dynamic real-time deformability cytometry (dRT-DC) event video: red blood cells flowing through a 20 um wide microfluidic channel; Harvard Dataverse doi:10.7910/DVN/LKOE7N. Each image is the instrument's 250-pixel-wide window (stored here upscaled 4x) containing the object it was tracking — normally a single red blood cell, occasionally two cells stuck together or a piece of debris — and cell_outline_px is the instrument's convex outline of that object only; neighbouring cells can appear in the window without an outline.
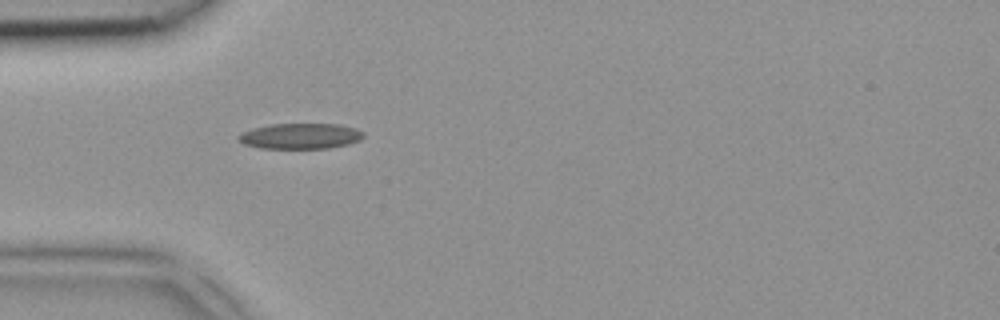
{"species": "common noctule bat (a hibernating species)", "species_latin": "Nyctalus noctula", "temperature_condition": "room temperature", "stored_images_in_passage": 3, "camera_frame_rate_fps": 3000, "um_per_image_px": 0.085, "animal": {"sex": "female", "body_mass_g": 18.4}, "frame": {"image": 1, "passage_image": 1, "time_ms": 0.0, "image_size_px": [1000, 320], "cell_outline_px": [[364, 136], [360, 140], [348, 144], [328, 148], [260, 148], [244, 144], [236, 140], [236, 136], [240, 132], [252, 128], [272, 124], [340, 124], [356, 128], [364, 132]], "centroid_in_image_um": [25.5, 11.56], "position_along_channel_um": 59.5, "area_um2": 18.84}}
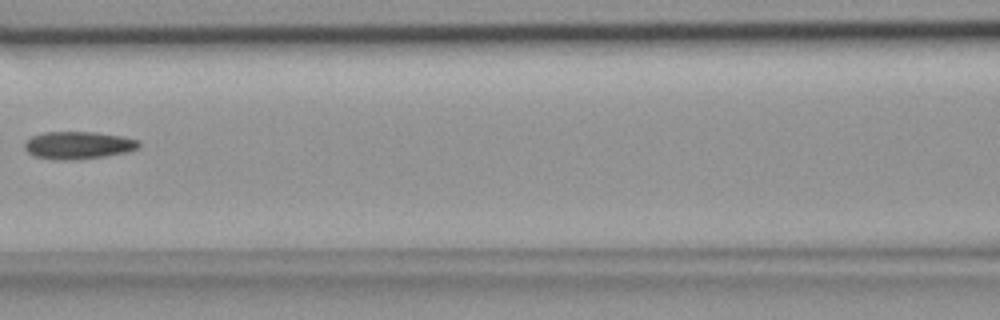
{"frame": {"image": 2, "passage_image": 3, "time_ms": 0.667, "image_size_px": [1000, 320], "cell_outline_px": [[140, 148], [128, 152], [104, 156], [76, 160], [52, 160], [32, 156], [24, 148], [24, 140], [32, 136], [44, 132], [96, 132], [124, 136], [140, 140]], "centroid_in_image_um": [6.65, 12.35], "position_along_channel_um": 160.0, "area_um2": 18.79}}